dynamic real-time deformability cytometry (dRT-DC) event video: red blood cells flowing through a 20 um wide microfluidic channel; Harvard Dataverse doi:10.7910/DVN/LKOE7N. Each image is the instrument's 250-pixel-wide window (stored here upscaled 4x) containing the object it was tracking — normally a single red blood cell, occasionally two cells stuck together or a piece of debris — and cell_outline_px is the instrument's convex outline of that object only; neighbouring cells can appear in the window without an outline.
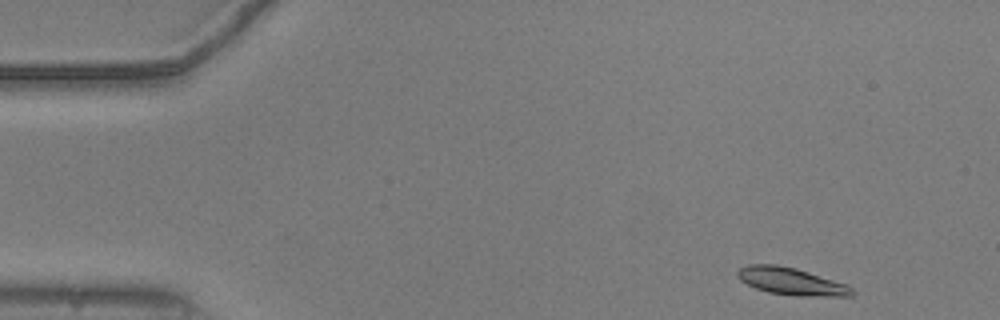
{"species": "common noctule bat (a hibernating species)", "species_latin": "Nyctalus noctula", "temperature_condition": "warm", "stored_images_in_passage": 49, "camera_frame_rate_fps": 3000, "um_per_image_px": 0.085, "animal": {"sex": "male", "body_mass_g": 20.5, "forearm_length_mm": 52.5}, "frame": {"image": 1, "passage_image": 1, "time_ms": 0.0, "image_size_px": [1000, 320], "cell_outline_px": [[856, 292], [852, 296], [796, 296], [768, 292], [756, 288], [740, 280], [736, 276], [736, 272], [740, 268], [748, 264], [776, 264], [796, 268], [844, 284], [852, 288]], "centroid_in_image_um": [67.22, 23.91], "position_along_channel_um": 17.8, "area_um2": 18.09}}
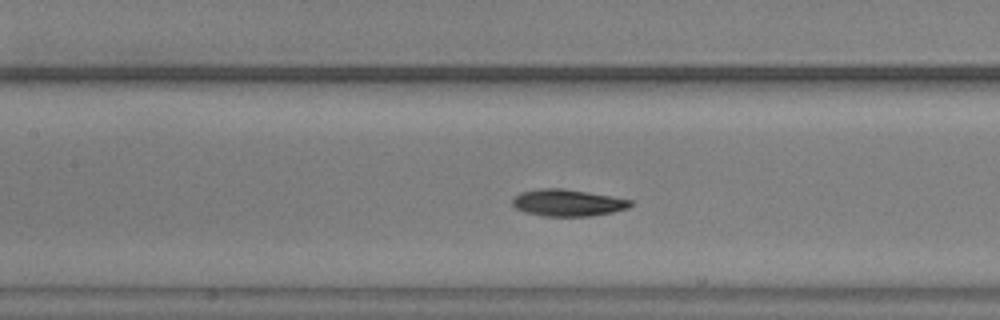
{"frame": {"image": 2, "passage_image": 20, "time_ms": 6.333, "image_size_px": [1000, 320], "cell_outline_px": [[632, 204], [628, 208], [612, 212], [588, 216], [544, 216], [524, 212], [516, 208], [512, 204], [512, 200], [520, 192], [540, 188], [564, 188], [588, 192], [632, 200]], "centroid_in_image_um": [48.23, 17.23], "position_along_channel_um": 159.2, "area_um2": 18.38}}
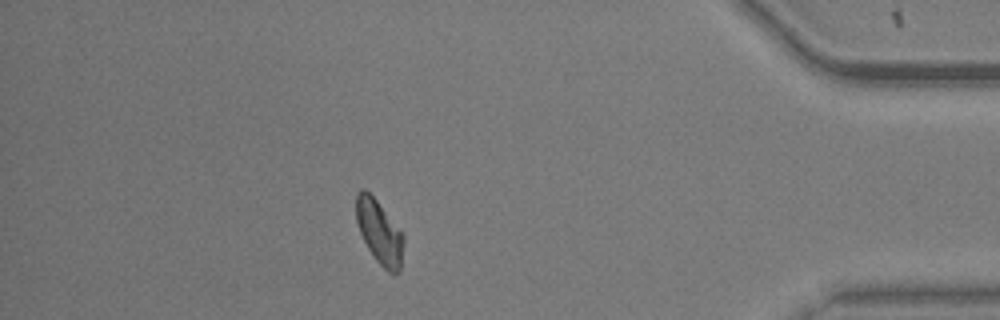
{"frame": {"image": 3, "passage_image": 43, "time_ms": 14.0, "image_size_px": [1000, 320], "cell_outline_px": [[404, 240], [400, 272], [388, 272], [376, 260], [368, 248], [360, 232], [356, 220], [356, 192], [360, 188], [364, 188], [376, 200], [404, 236]], "centroid_in_image_um": [32.23, 19.72], "position_along_channel_um": 403.0, "area_um2": 17.28}, "authors_computed_cell_mechanics": {"area_um2": 18.0914, "velocity_mm_per_s": 3.7537, "shape_relaxation_time_tau1_ms": 2.9903, "shape_relaxation_time_tau2_ms": null, "deformation_change_tau1": 0.1103, "deformation_change_tau2": null}}